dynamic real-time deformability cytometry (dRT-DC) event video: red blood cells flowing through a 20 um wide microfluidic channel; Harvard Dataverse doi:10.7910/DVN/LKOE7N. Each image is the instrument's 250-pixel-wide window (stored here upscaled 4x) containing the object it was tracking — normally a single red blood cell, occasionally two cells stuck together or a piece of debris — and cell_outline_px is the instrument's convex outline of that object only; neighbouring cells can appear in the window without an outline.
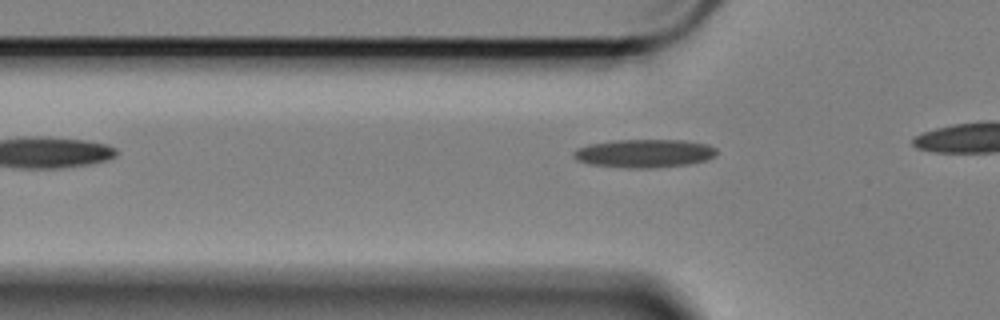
{"species": "Egyptian fruit bat (a non-hibernating species)", "species_latin": "Rousettus aegyptiacus", "temperature_condition": "cold", "stored_images_in_passage": 11, "camera_frame_rate_fps": 3000, "um_per_image_px": 0.085, "animal": {"sex": "female"}, "frame": {"image": 1, "passage_image": 4, "time_ms": 1.0, "image_size_px": [1000, 320], "cell_outline_px": [[716, 156], [708, 160], [688, 164], [656, 168], [628, 168], [588, 164], [576, 160], [572, 156], [572, 152], [588, 144], [612, 140], [684, 140], [708, 144], [716, 148]], "centroid_in_image_um": [54.77, 13.04], "position_along_channel_um": 71.0, "area_um2": 23.87}}
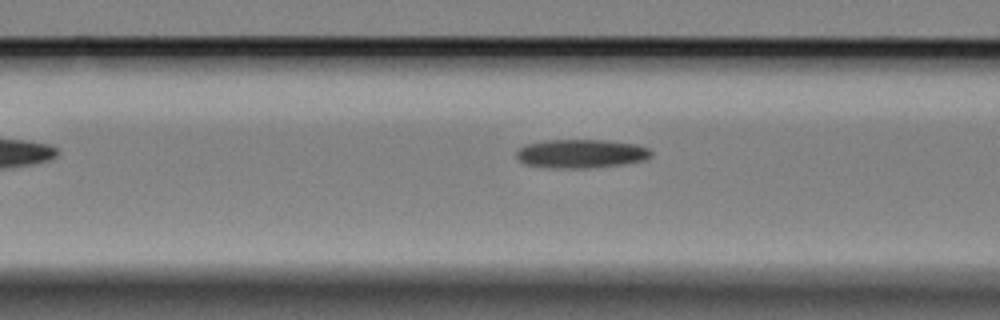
{"frame": {"image": 2, "passage_image": 8, "time_ms": 2.333, "image_size_px": [1000, 320], "cell_outline_px": [[652, 156], [644, 160], [624, 164], [592, 168], [548, 168], [524, 164], [516, 156], [516, 152], [524, 144], [544, 140], [604, 140], [636, 144], [648, 148], [652, 152]], "centroid_in_image_um": [49.38, 13.06], "position_along_channel_um": 117.2, "area_um2": 22.77}}